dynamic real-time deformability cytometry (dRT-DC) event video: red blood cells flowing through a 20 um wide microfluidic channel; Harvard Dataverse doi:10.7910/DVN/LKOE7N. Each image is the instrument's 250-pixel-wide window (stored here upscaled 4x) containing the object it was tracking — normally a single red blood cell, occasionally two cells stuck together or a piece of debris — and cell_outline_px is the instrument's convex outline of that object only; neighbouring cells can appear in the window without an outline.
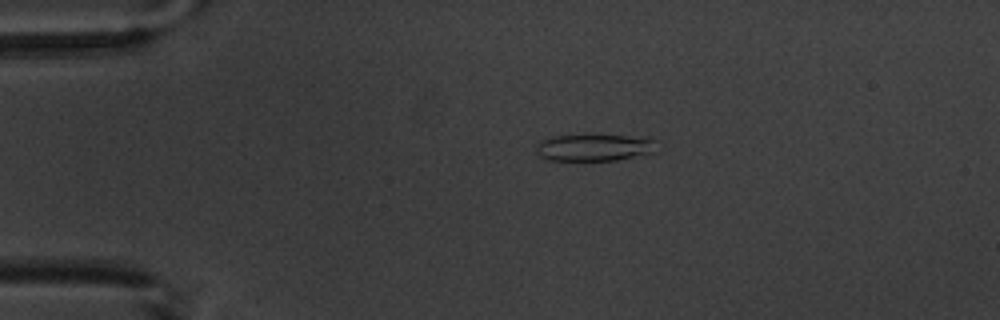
{"species": "common noctule bat (a hibernating species)", "species_latin": "Nyctalus noctula", "temperature_condition": "warm", "stored_images_in_passage": 5, "camera_frame_rate_fps": 3000, "um_per_image_px": 0.085, "animal": {"sex": "male", "body_mass_g": 20.1, "forearm_length_mm": 53.5}, "frame": {"image": 1, "passage_image": 2, "time_ms": 1.333, "image_size_px": [1000, 320], "cell_outline_px": [[656, 152], [616, 160], [548, 160], [540, 156], [536, 152], [536, 144], [540, 140], [552, 136], [652, 136], [656, 140]], "centroid_in_image_um": [50.56, 12.54], "position_along_channel_um": 34.4, "area_um2": 18.96}}
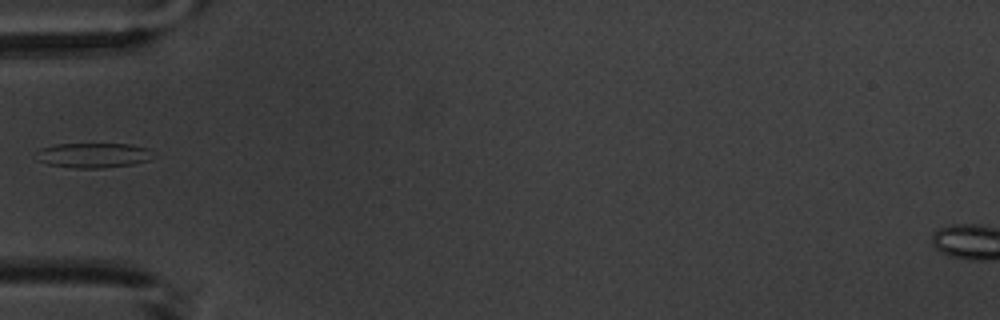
{"frame": {"image": 2, "passage_image": 4, "time_ms": 3.667, "image_size_px": [1000, 320], "cell_outline_px": [[148, 160], [132, 164], [104, 168], [76, 168], [48, 164], [36, 160], [36, 152], [40, 148], [56, 144], [132, 144], [148, 148]], "centroid_in_image_um": [7.83, 13.19], "position_along_channel_um": 77.2, "area_um2": 16.76}}